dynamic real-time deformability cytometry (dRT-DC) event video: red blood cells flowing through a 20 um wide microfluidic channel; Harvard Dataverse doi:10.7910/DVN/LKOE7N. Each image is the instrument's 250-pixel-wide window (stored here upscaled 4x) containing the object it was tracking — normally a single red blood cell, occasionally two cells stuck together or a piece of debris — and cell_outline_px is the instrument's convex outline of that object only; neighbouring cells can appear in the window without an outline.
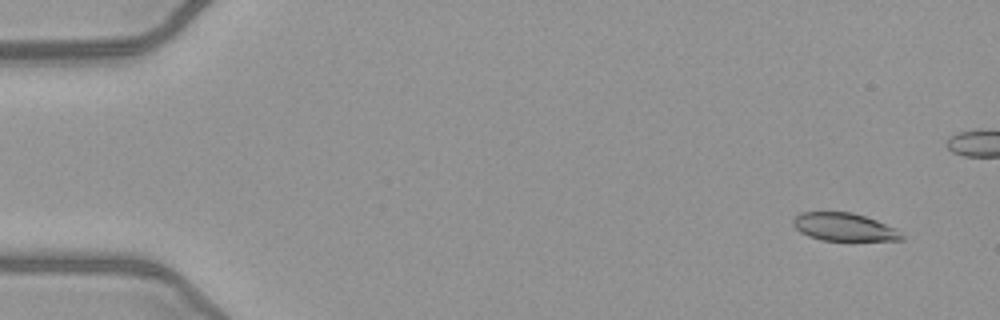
{"species": "common noctule bat (a hibernating species)", "species_latin": "Nyctalus noctula", "temperature_condition": "warm", "stored_images_in_passage": 53, "camera_frame_rate_fps": 3000, "um_per_image_px": 0.085, "animal": {"sex": "female", "body_mass_g": 21.9}, "frame": {"image": 1, "passage_image": 4, "time_ms": 1.0, "image_size_px": [1000, 320], "cell_outline_px": [[904, 240], [820, 240], [808, 236], [800, 232], [792, 224], [792, 220], [800, 212], [852, 212], [876, 220], [896, 228], [904, 236]], "centroid_in_image_um": [71.73, 19.29], "position_along_channel_um": 13.3, "area_um2": 17.63}}
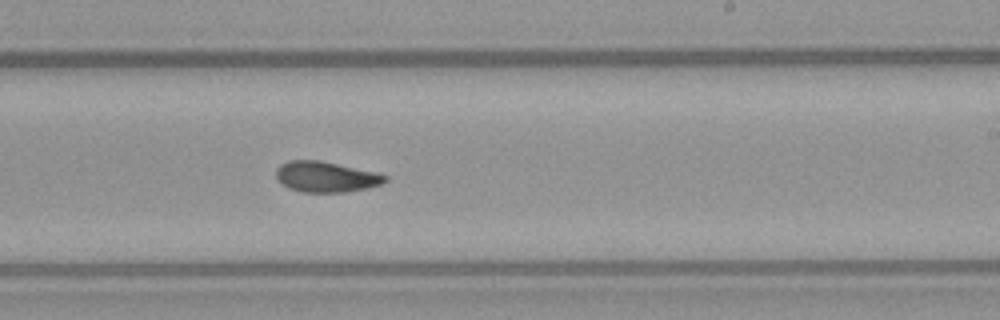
{"frame": {"image": 2, "passage_image": 32, "time_ms": 10.333, "image_size_px": [1000, 320], "cell_outline_px": [[388, 180], [380, 184], [368, 188], [344, 192], [300, 192], [288, 188], [280, 184], [276, 180], [276, 168], [280, 164], [288, 160], [320, 160], [376, 172], [388, 176]], "centroid_in_image_um": [27.66, 15.03], "position_along_channel_um": 261.3, "area_um2": 19.71}}
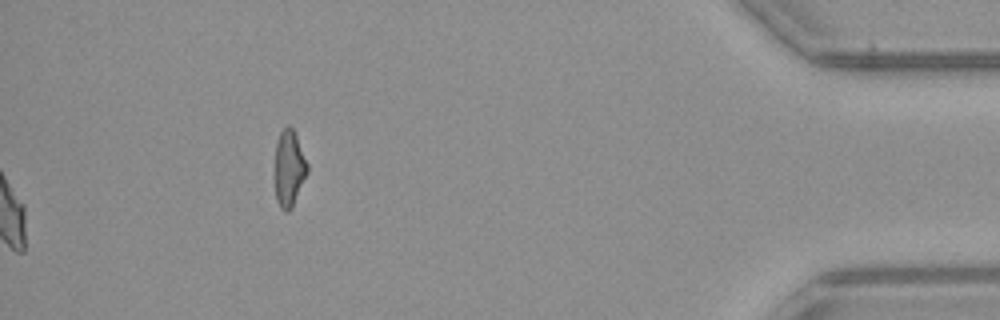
{"frame": {"image": 3, "passage_image": 53, "time_ms": 17.333, "image_size_px": [1000, 320], "cell_outline_px": [[308, 172], [292, 208], [288, 212], [284, 212], [280, 208], [276, 200], [276, 140], [280, 132], [288, 124], [292, 128], [296, 136], [308, 164]], "centroid_in_image_um": [24.58, 14.34], "position_along_channel_um": 410.6, "area_um2": 14.33}, "authors_computed_cell_mechanics": {"area_um2": 19.363, "velocity_mm_per_s": 4.0492, "shape_relaxation_time_tau1_ms": null, "shape_relaxation_time_tau2_ms": 3.156, "deformation_change_tau1": null, "deformation_change_tau2": 0.0869}}